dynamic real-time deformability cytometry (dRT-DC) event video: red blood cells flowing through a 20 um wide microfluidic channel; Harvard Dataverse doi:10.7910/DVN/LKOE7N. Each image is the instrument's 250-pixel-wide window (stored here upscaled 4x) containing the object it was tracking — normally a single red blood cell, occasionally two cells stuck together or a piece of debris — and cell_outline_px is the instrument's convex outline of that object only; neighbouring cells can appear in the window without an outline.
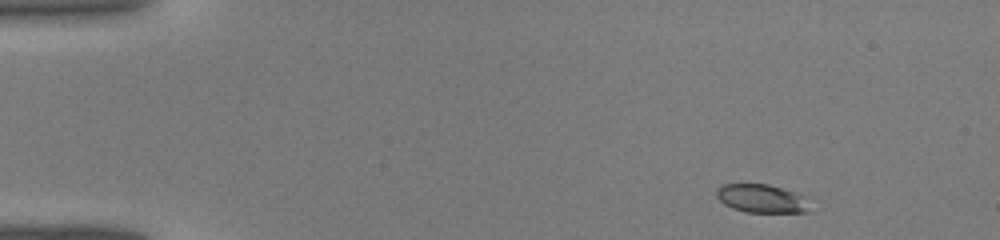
{"species": "common noctule bat (a hibernating species)", "species_latin": "Nyctalus noctula", "temperature_condition": "warm", "stored_images_in_passage": 39, "camera_frame_rate_fps": 3000, "um_per_image_px": 0.085, "animal": {"sex": "male", "body_mass_g": 19.0, "forearm_length_mm": 50.8}, "frame": {"image": 1, "passage_image": 1, "time_ms": 0.0, "image_size_px": [1000, 240], "cell_outline_px": [[816, 196], [808, 212], [744, 212], [732, 208], [724, 204], [716, 196], [716, 192], [724, 184], [768, 184]], "centroid_in_image_um": [64.95, 16.87], "position_along_channel_um": 20.1, "area_um2": 16.24}}
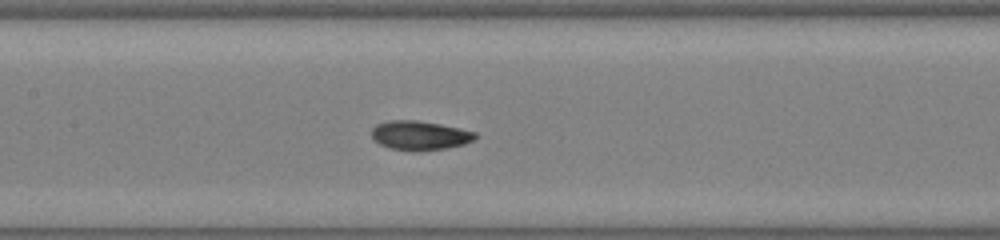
{"frame": {"image": 2, "passage_image": 17, "time_ms": 5.333, "image_size_px": [1000, 240], "cell_outline_px": [[476, 136], [472, 140], [464, 144], [448, 148], [388, 148], [380, 144], [372, 136], [372, 128], [376, 124], [388, 120], [416, 120], [440, 124], [460, 128], [476, 132]], "centroid_in_image_um": [35.68, 11.46], "position_along_channel_um": 171.7, "area_um2": 16.88}}
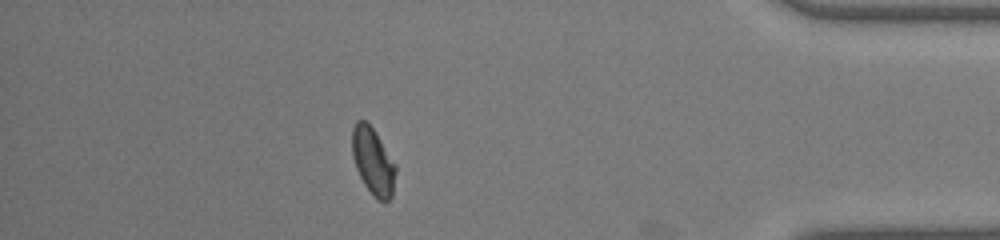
{"frame": {"image": 3, "passage_image": 34, "time_ms": 11.0, "image_size_px": [1000, 240], "cell_outline_px": [[396, 172], [392, 196], [384, 204], [376, 200], [364, 184], [356, 168], [352, 156], [352, 128], [356, 120], [364, 120], [372, 128], [396, 164]], "centroid_in_image_um": [31.71, 13.75], "position_along_channel_um": 403.5, "area_um2": 17.05}}